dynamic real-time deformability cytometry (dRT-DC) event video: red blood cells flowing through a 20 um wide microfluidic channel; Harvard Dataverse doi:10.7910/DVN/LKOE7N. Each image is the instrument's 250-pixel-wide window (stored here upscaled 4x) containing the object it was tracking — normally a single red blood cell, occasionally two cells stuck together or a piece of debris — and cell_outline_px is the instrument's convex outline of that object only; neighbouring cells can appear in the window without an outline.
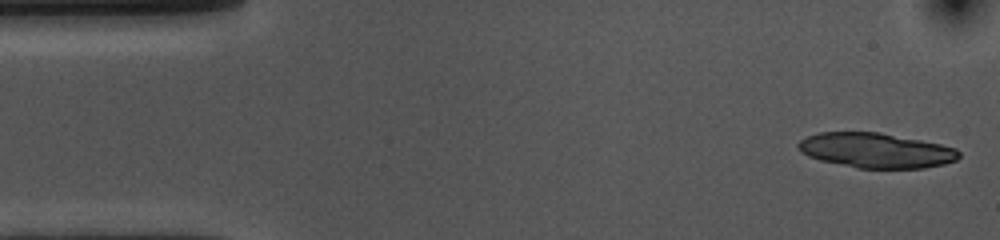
{"species": "common noctule bat (a hibernating species)", "species_latin": "Nyctalus noctula", "temperature_condition": "cold", "stored_images_in_passage": 52, "camera_frame_rate_fps": 3000, "um_per_image_px": 0.085, "animal": {"sex": "female", "body_mass_g": 10.0, "forearm_length_mm": 53.1}, "frame": {"image": 1, "passage_image": 1, "time_ms": 0.0, "image_size_px": [1000, 240], "cell_outline_px": [[960, 156], [956, 160], [944, 164], [924, 168], [856, 168], [820, 160], [808, 156], [800, 152], [796, 148], [796, 144], [800, 140], [808, 136], [820, 132], [880, 132], [940, 144], [956, 148], [960, 152]], "centroid_in_image_um": [74.43, 12.79], "position_along_channel_um": 10.6, "area_um2": 32.77}}
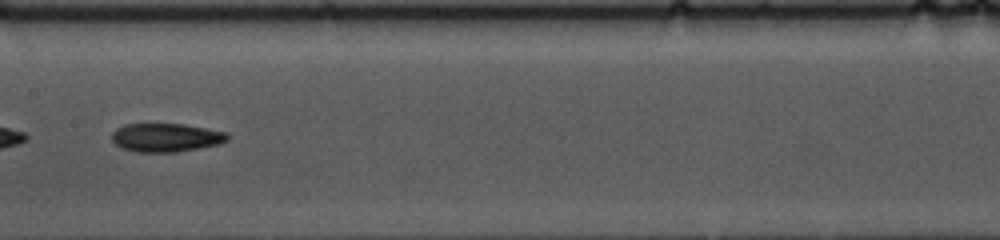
{"frame": {"image": 2, "passage_image": 25, "time_ms": 8.0, "image_size_px": [1000, 240], "cell_outline_px": [[228, 140], [220, 144], [176, 152], [136, 152], [120, 148], [112, 140], [112, 132], [116, 128], [124, 124], [184, 124], [228, 132]], "centroid_in_image_um": [14.1, 11.69], "position_along_channel_um": 193.3, "area_um2": 19.36}}
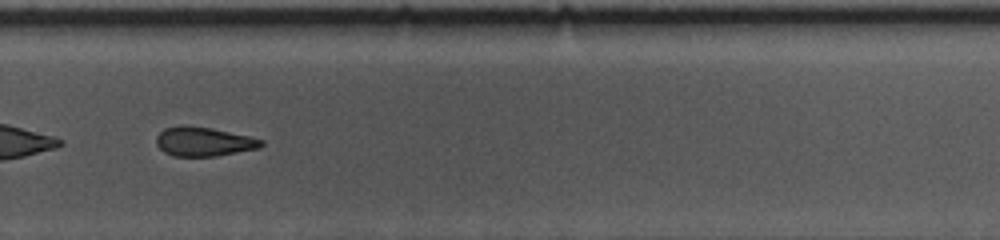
{"frame": {"image": 3, "passage_image": 35, "time_ms": 11.333, "image_size_px": [1000, 240], "cell_outline_px": [[264, 144], [260, 148], [216, 156], [172, 156], [164, 152], [156, 144], [156, 136], [164, 128], [180, 124], [188, 124], [212, 128], [252, 136], [264, 140]], "centroid_in_image_um": [17.32, 12.01], "position_along_channel_um": 312.5, "area_um2": 18.26}, "authors_computed_cell_mechanics": {"area_um2": 19.3919, "velocity_mm_per_s": 3.591, "shape_relaxation_time_tau1_ms": 5.1586, "shape_relaxation_time_tau2_ms": 9.0885, "deformation_change_tau1": 0.138, "deformation_change_tau2": 0.1966}}